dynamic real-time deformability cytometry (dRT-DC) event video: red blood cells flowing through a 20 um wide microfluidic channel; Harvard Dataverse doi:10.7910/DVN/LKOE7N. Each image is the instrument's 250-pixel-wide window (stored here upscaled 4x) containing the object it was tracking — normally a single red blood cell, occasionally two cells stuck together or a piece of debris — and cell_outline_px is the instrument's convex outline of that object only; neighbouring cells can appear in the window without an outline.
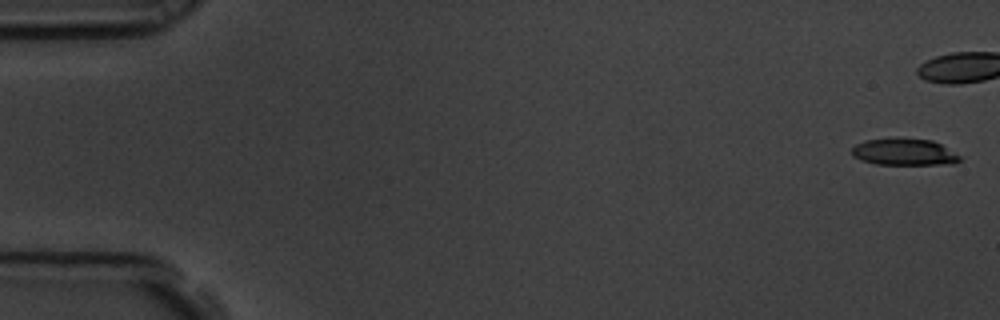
{"species": "common noctule bat (a hibernating species)", "species_latin": "Nyctalus noctula", "temperature_condition": "room temperature", "stored_images_in_passage": 6, "camera_frame_rate_fps": 3000, "um_per_image_px": 0.085, "animal": {"sex": "male", "body_mass_g": 19.5, "forearm_length_mm": 54.6}, "frame": {"image": 1, "passage_image": 1, "time_ms": 0.0, "image_size_px": [1000, 320], "cell_outline_px": [[960, 160], [956, 164], [876, 164], [860, 160], [852, 156], [852, 148], [856, 144], [864, 140], [896, 136], [900, 136], [932, 140], [940, 144], [960, 156]], "centroid_in_image_um": [76.81, 12.89], "position_along_channel_um": 8.2, "area_um2": 17.28}}